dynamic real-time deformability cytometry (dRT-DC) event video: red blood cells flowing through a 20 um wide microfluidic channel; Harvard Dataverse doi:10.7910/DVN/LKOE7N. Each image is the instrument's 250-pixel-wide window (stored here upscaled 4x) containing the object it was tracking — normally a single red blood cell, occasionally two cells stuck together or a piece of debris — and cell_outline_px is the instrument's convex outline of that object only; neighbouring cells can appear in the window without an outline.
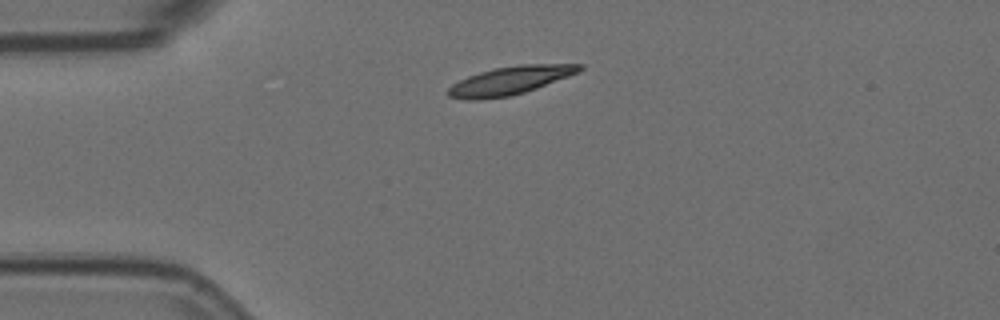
{"species": "Egyptian fruit bat (a non-hibernating species)", "species_latin": "Rousettus aegyptiacus", "temperature_condition": "room temperature", "stored_images_in_passage": 2, "camera_frame_rate_fps": 3000, "um_per_image_px": 0.085, "animal": {"sex": "female"}, "frame": {"image": 1, "passage_image": 1, "time_ms": 0.0, "image_size_px": [1000, 320], "cell_outline_px": [[584, 68], [568, 76], [536, 88], [512, 96], [480, 100], [468, 100], [448, 96], [448, 88], [452, 84], [468, 76], [480, 72], [496, 68], [520, 64], [584, 64]], "centroid_in_image_um": [43.33, 6.85], "position_along_channel_um": 41.7, "area_um2": 21.44}}